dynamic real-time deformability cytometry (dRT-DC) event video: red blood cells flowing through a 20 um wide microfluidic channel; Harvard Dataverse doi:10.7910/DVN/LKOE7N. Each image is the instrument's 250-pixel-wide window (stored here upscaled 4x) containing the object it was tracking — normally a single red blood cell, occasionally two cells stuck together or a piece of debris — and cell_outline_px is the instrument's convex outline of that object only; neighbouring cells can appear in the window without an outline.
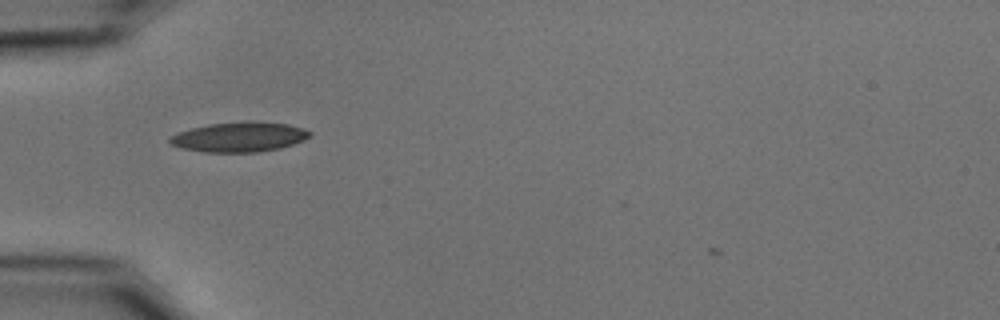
{"species": "common noctule bat (a hibernating species)", "species_latin": "Nyctalus noctula", "temperature_condition": "cold", "stored_images_in_passage": 36, "camera_frame_rate_fps": 3000, "um_per_image_px": 0.085, "animal": {"sex": "male", "body_mass_g": 15.6}, "frame": {"image": 1, "passage_image": 2, "time_ms": 0.333, "image_size_px": [1000, 320], "cell_outline_px": [[312, 132], [304, 140], [280, 148], [256, 152], [204, 152], [180, 148], [172, 144], [168, 140], [168, 136], [192, 128], [208, 124], [244, 120], [252, 120], [288, 124]], "centroid_in_image_um": [20.31, 11.63], "position_along_channel_um": 64.7, "area_um2": 24.45}}
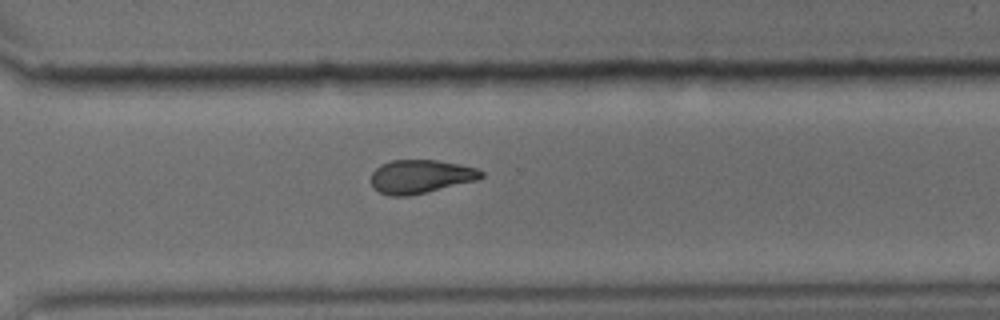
{"frame": {"image": 2, "passage_image": 24, "time_ms": 7.667, "image_size_px": [1000, 320], "cell_outline_px": [[484, 176], [476, 180], [408, 196], [388, 196], [372, 188], [368, 180], [372, 172], [380, 164], [392, 160], [436, 160], [460, 164], [476, 168], [484, 172]], "centroid_in_image_um": [35.68, 15.0], "position_along_channel_um": 334.9, "area_um2": 21.68}}
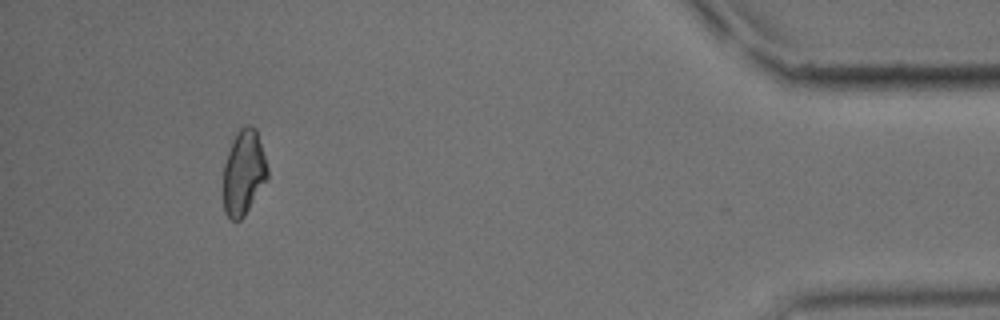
{"frame": {"image": 3, "passage_image": 35, "time_ms": 11.333, "image_size_px": [1000, 320], "cell_outline_px": [[268, 176], [244, 216], [240, 220], [232, 220], [224, 212], [224, 164], [232, 140], [236, 132], [244, 124], [252, 124], [256, 128], [268, 168]], "centroid_in_image_um": [20.71, 14.62], "position_along_channel_um": 414.5, "area_um2": 21.73}}